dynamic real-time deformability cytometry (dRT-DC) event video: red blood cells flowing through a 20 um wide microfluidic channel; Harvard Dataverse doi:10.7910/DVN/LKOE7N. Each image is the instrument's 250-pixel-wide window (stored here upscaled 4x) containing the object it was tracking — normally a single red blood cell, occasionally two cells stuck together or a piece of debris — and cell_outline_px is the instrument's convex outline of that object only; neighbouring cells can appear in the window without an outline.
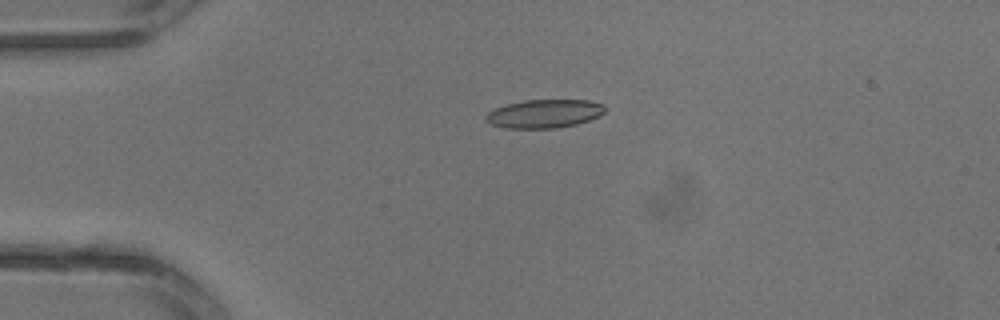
{"species": "common noctule bat (a hibernating species)", "species_latin": "Nyctalus noctula", "temperature_condition": "warm", "stored_images_in_passage": 3, "camera_frame_rate_fps": 3000, "um_per_image_px": 0.085, "animal": {"sex": "male", "body_mass_g": 13.3}, "frame": {"image": 1, "passage_image": 2, "time_ms": 0.333, "image_size_px": [1000, 320], "cell_outline_px": [[604, 112], [600, 116], [576, 124], [556, 128], [508, 128], [492, 124], [484, 120], [484, 116], [488, 112], [496, 108], [508, 104], [524, 100], [588, 100], [604, 104]], "centroid_in_image_um": [46.27, 9.66], "position_along_channel_um": 38.7, "area_um2": 19.65}}
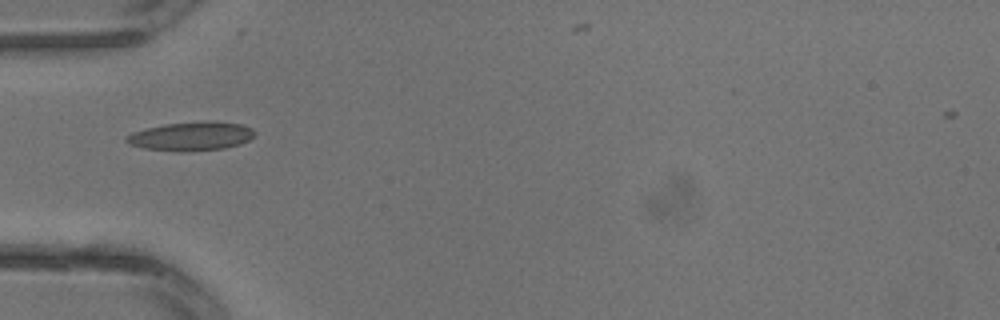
{"frame": {"image": 2, "passage_image": 3, "time_ms": 0.667, "image_size_px": [1000, 320], "cell_outline_px": [[256, 132], [248, 140], [240, 144], [224, 148], [184, 152], [180, 152], [144, 148], [128, 144], [124, 140], [124, 136], [132, 132], [164, 124], [204, 120], [212, 120], [244, 124], [252, 128]], "centroid_in_image_um": [16.25, 11.56], "position_along_channel_um": 68.8, "area_um2": 21.91}}